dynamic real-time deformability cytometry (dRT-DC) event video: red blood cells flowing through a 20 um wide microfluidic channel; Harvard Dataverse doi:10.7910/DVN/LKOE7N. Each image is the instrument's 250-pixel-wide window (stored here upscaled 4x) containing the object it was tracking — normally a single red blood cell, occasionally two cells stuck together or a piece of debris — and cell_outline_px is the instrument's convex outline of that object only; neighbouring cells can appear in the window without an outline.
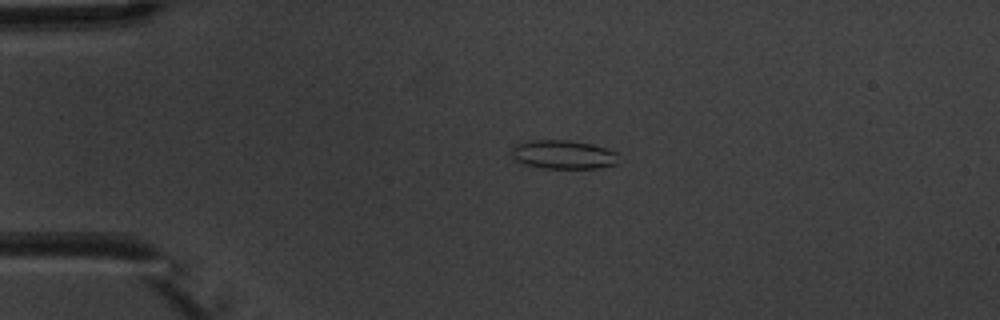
{"species": "common noctule bat (a hibernating species)", "species_latin": "Nyctalus noctula", "temperature_condition": "warm", "stored_images_in_passage": 3, "camera_frame_rate_fps": 3000, "um_per_image_px": 0.085, "animal": {"sex": "male", "body_mass_g": 20.1, "forearm_length_mm": 53.5}, "frame": {"image": 1, "passage_image": 2, "time_ms": 1.0, "image_size_px": [1000, 320], "cell_outline_px": [[616, 164], [596, 168], [544, 168], [524, 164], [516, 160], [512, 156], [512, 144], [524, 140], [568, 140], [592, 144], [616, 152]], "centroid_in_image_um": [47.8, 13.12], "position_along_channel_um": 37.2, "area_um2": 17.92}}